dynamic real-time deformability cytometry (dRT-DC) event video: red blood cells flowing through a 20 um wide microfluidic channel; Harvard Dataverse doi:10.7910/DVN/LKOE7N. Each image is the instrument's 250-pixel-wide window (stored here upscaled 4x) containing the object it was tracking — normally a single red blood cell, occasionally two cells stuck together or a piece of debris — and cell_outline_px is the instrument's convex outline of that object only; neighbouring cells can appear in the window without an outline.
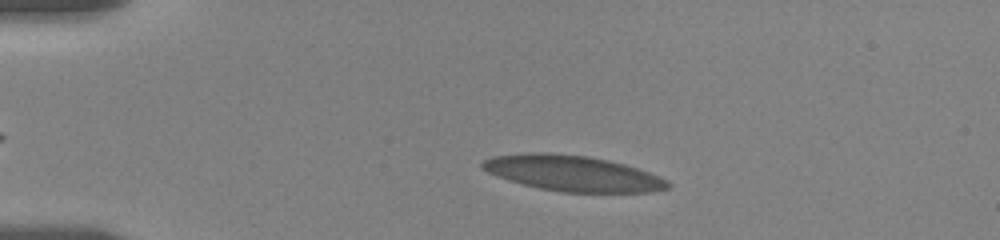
{"species": "human", "species_latin": "Homo sapiens", "temperature_condition": "room temperature", "stored_images_in_passage": 39, "camera_frame_rate_fps": 3000, "um_per_image_px": 0.085, "donor": {"sex": "female"}, "frame": {"image": 1, "passage_image": 1, "time_ms": 0.0, "image_size_px": [1000, 240], "cell_outline_px": [[672, 188], [652, 192], [564, 192], [540, 188], [508, 180], [496, 176], [480, 168], [480, 164], [484, 160], [492, 156], [528, 152], [548, 152], [588, 156], [608, 160], [624, 164], [660, 176], [668, 180], [672, 184]], "centroid_in_image_um": [48.69, 14.73], "position_along_channel_um": 36.3, "area_um2": 38.67}}
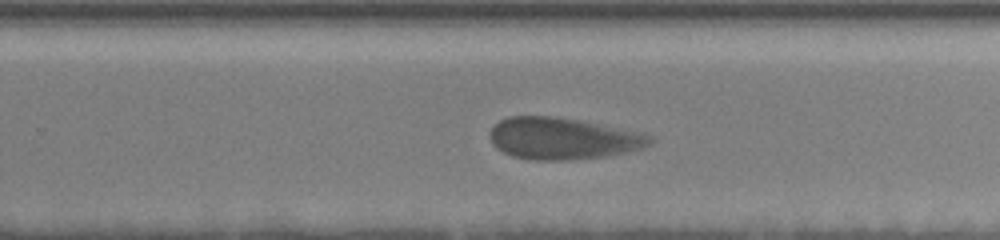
{"frame": {"image": 2, "passage_image": 21, "time_ms": 6.667, "image_size_px": [1000, 240], "cell_outline_px": [[656, 140], [652, 144], [640, 148], [608, 156], [576, 160], [528, 160], [512, 156], [496, 148], [492, 144], [488, 132], [492, 124], [508, 116], [556, 116], [580, 120], [652, 136]], "centroid_in_image_um": [47.75, 11.78], "position_along_channel_um": 282.0, "area_um2": 39.13}}
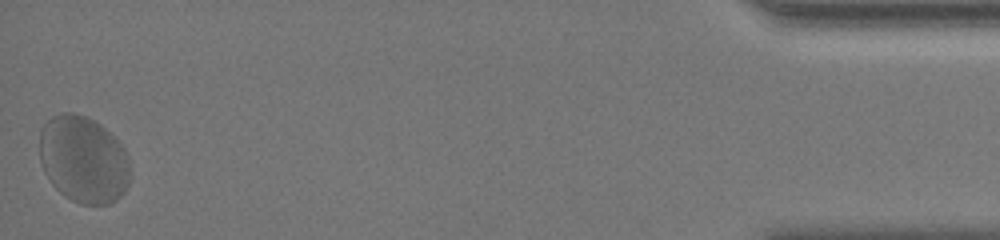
{"frame": {"image": 3, "passage_image": 39, "time_ms": 12.667, "image_size_px": [1000, 240], "cell_outline_px": [[132, 172], [128, 184], [124, 192], [116, 200], [108, 204], [80, 204], [64, 196], [52, 184], [44, 172], [40, 164], [40, 128], [52, 116], [60, 112], [72, 112], [84, 116], [100, 124], [124, 148]], "centroid_in_image_um": [7.08, 13.56], "position_along_channel_um": 428.1, "area_um2": 46.12}, "authors_computed_cell_mechanics": {"area_um2": 39.2462, "velocity_mm_per_s": 3.3965, "shape_relaxation_time_tau1_ms": 2.8347, "shape_relaxation_time_tau2_ms": null, "deformation_change_tau1": 0.1118, "deformation_change_tau2": null}}